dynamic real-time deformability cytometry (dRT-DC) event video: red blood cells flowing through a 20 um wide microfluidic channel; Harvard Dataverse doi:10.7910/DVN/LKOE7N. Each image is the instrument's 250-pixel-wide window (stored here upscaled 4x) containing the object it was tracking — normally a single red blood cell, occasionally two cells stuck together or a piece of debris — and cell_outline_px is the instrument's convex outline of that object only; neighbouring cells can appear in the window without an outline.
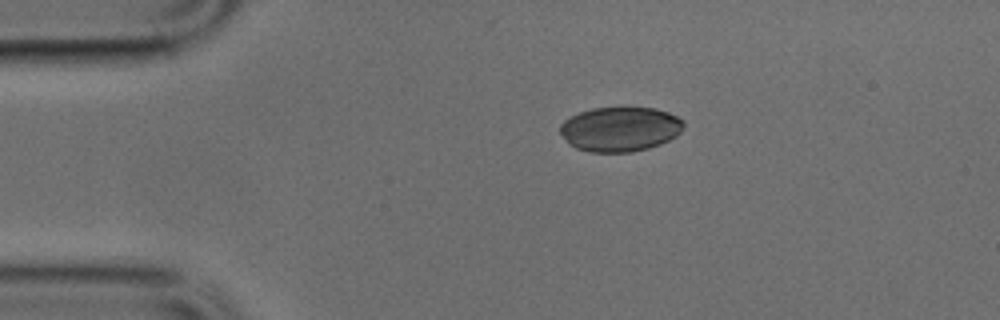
{"species": "common noctule bat (a hibernating species)", "species_latin": "Nyctalus noctula", "temperature_condition": "cold", "stored_images_in_passage": 35, "camera_frame_rate_fps": 3000, "um_per_image_px": 0.085, "animal": {"sex": "male", "body_mass_g": 17.9, "forearm_length_mm": 54.2}, "frame": {"image": 1, "passage_image": 1, "time_ms": 0.0, "image_size_px": [1000, 320], "cell_outline_px": [[684, 128], [676, 136], [660, 144], [648, 148], [632, 152], [592, 152], [576, 148], [568, 144], [560, 132], [560, 124], [564, 120], [580, 112], [592, 108], [656, 108], [668, 112], [684, 120]], "centroid_in_image_um": [52.71, 10.98], "position_along_channel_um": 32.3, "area_um2": 32.14}}
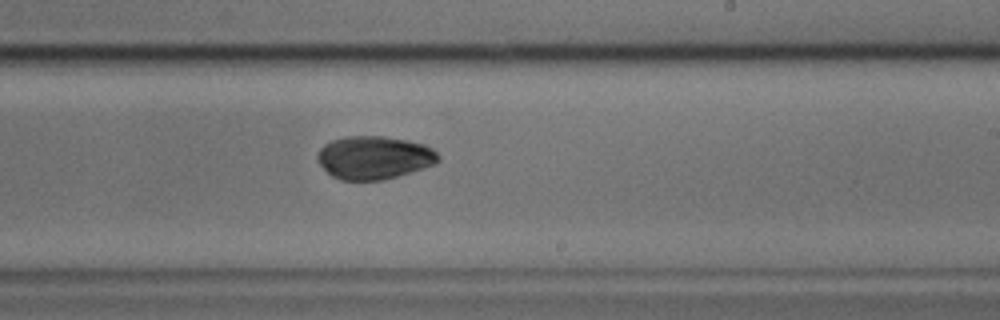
{"frame": {"image": 2, "passage_image": 21, "time_ms": 6.667, "image_size_px": [1000, 320], "cell_outline_px": [[440, 160], [436, 164], [384, 180], [340, 180], [332, 176], [316, 160], [316, 156], [320, 148], [324, 144], [332, 140], [344, 136], [384, 136], [424, 144], [432, 148], [440, 156]], "centroid_in_image_um": [31.79, 13.39], "position_along_channel_um": 257.2, "area_um2": 30.46}}
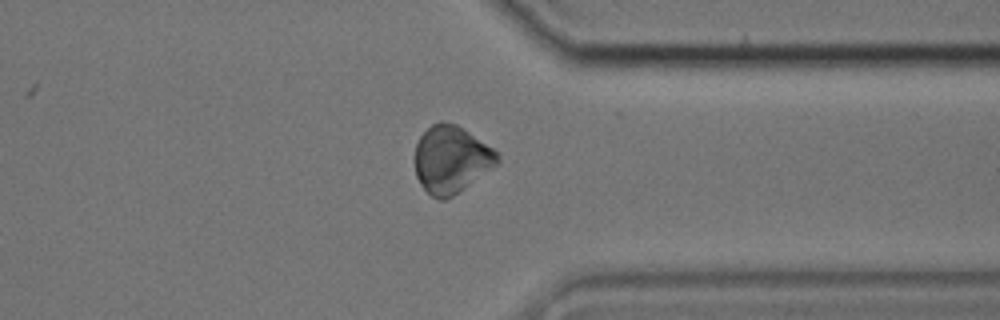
{"frame": {"image": 3, "passage_image": 30, "time_ms": 9.667, "image_size_px": [1000, 320], "cell_outline_px": [[500, 160], [492, 168], [452, 196], [444, 200], [440, 200], [432, 196], [420, 184], [416, 176], [416, 144], [420, 136], [432, 124], [440, 120], [456, 124], [492, 148], [500, 156]], "centroid_in_image_um": [38.33, 13.54], "position_along_channel_um": 373.1, "area_um2": 31.79}}